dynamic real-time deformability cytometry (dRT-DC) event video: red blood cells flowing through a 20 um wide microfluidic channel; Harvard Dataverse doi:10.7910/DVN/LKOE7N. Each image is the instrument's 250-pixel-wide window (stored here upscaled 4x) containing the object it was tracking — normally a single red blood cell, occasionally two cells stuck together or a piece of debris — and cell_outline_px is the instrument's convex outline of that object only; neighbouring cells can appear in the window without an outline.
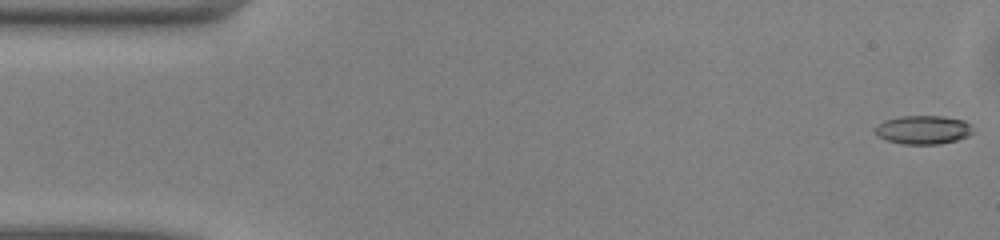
{"species": "common noctule bat (a hibernating species)", "species_latin": "Nyctalus noctula", "temperature_condition": "warm", "stored_images_in_passage": 49, "camera_frame_rate_fps": 3000, "um_per_image_px": 0.085, "animal": {"sex": "male", "body_mass_g": 13.0, "forearm_length_mm": 53.1}, "frame": {"image": 1, "passage_image": 1, "time_ms": 0.0, "image_size_px": [1000, 240], "cell_outline_px": [[972, 132], [968, 136], [956, 140], [940, 144], [904, 144], [884, 140], [876, 136], [876, 128], [884, 120], [900, 116], [944, 116], [964, 120], [972, 128]], "centroid_in_image_um": [78.46, 11.03], "position_along_channel_um": 6.5, "area_um2": 16.3}}
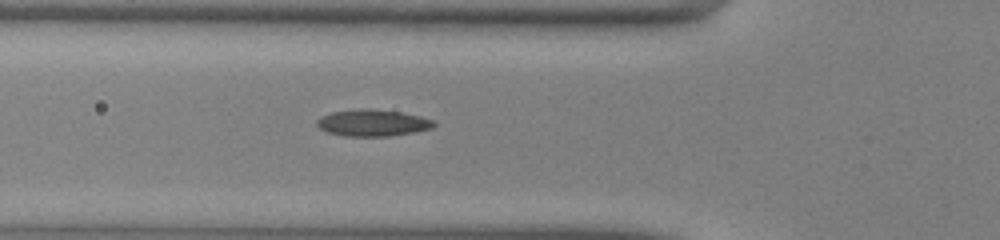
{"frame": {"image": 2, "passage_image": 17, "time_ms": 5.333, "image_size_px": [1000, 240], "cell_outline_px": [[436, 124], [432, 128], [412, 132], [388, 136], [344, 136], [328, 132], [320, 128], [316, 124], [316, 120], [320, 116], [332, 112], [360, 108], [368, 108], [400, 112], [420, 116], [436, 120]], "centroid_in_image_um": [31.67, 10.43], "position_along_channel_um": 94.1, "area_um2": 18.21}}
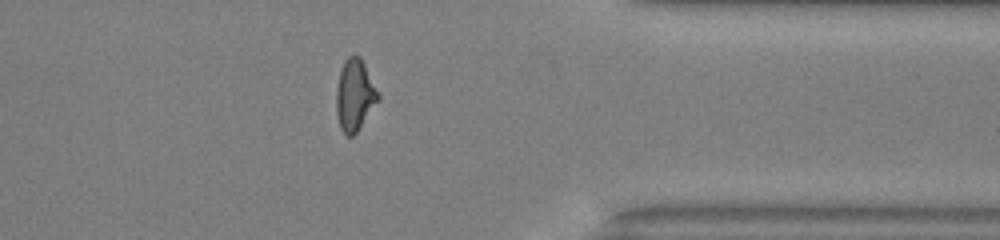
{"frame": {"image": 3, "passage_image": 39, "time_ms": 12.667, "image_size_px": [1000, 240], "cell_outline_px": [[380, 100], [356, 132], [352, 136], [348, 136], [340, 128], [336, 112], [336, 88], [340, 72], [344, 60], [348, 56], [360, 56], [380, 96]], "centroid_in_image_um": [30.15, 8.09], "position_along_channel_um": 381.3, "area_um2": 17.28}, "authors_computed_cell_mechanics": {"area_um2": 17.2244, "velocity_mm_per_s": 4.1333, "shape_relaxation_time_tau1_ms": 4.9546, "shape_relaxation_time_tau2_ms": 1.8503, "deformation_change_tau1": 0.171, "deformation_change_tau2": 0.0808}}